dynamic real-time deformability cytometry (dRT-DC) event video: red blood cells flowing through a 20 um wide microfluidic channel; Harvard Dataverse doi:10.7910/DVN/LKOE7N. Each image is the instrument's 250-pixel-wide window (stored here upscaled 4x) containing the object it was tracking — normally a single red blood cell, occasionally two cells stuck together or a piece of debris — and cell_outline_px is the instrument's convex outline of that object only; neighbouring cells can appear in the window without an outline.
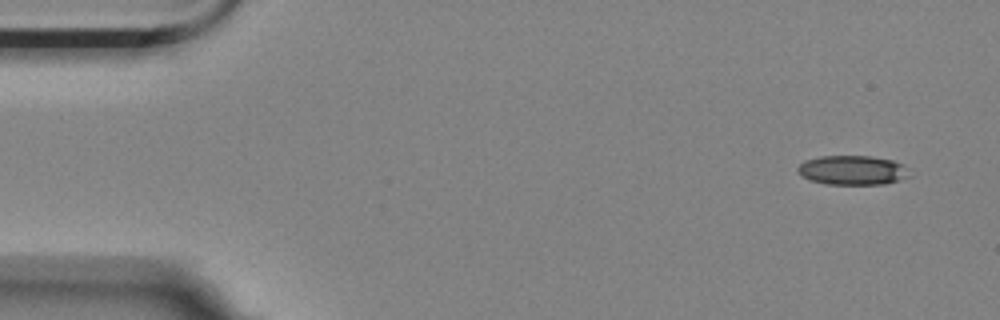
{"species": "Egyptian fruit bat (a non-hibernating species)", "species_latin": "Rousettus aegyptiacus", "temperature_condition": "room temperature", "stored_images_in_passage": 10, "camera_frame_rate_fps": 3000, "um_per_image_px": 0.085, "animal": {"sex": "female"}, "frame": {"image": 1, "passage_image": 1, "time_ms": 0.0, "image_size_px": [1000, 320], "cell_outline_px": [[912, 176], [900, 180], [884, 184], [824, 184], [808, 180], [800, 176], [796, 168], [804, 160], [820, 156], [868, 156], [892, 160], [904, 164]], "centroid_in_image_um": [72.45, 14.47], "position_along_channel_um": 12.6, "area_um2": 19.42}}
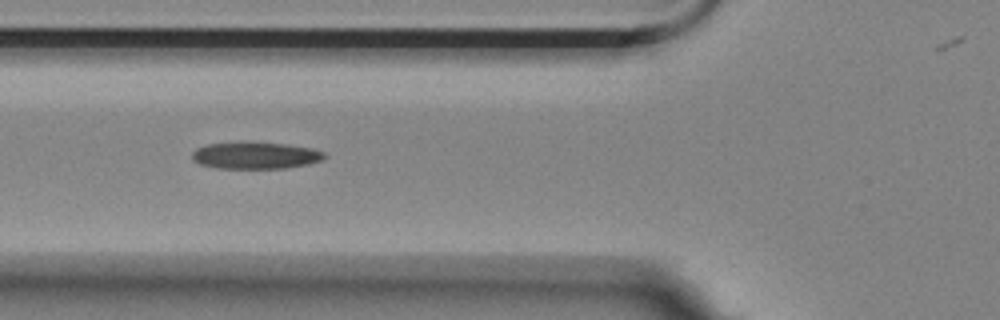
{"frame": {"image": 2, "passage_image": 6, "time_ms": 1.667, "image_size_px": [1000, 320], "cell_outline_px": [[328, 156], [324, 160], [308, 164], [284, 168], [216, 168], [200, 164], [192, 160], [192, 152], [196, 148], [208, 144], [236, 140], [284, 144], [312, 148], [324, 152]], "centroid_in_image_um": [21.69, 13.19], "position_along_channel_um": 104.1, "area_um2": 21.21}}
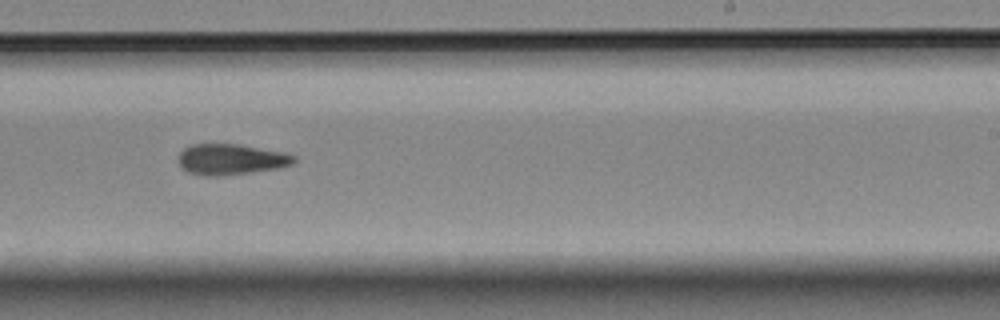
{"frame": {"image": 3, "passage_image": 10, "time_ms": 3.0, "image_size_px": [1000, 320], "cell_outline_px": [[296, 160], [292, 164], [276, 168], [248, 172], [216, 176], [204, 176], [188, 172], [176, 160], [180, 152], [184, 148], [192, 144], [240, 144], [284, 152], [296, 156]], "centroid_in_image_um": [19.61, 13.53], "position_along_channel_um": 269.4, "area_um2": 20.63}}